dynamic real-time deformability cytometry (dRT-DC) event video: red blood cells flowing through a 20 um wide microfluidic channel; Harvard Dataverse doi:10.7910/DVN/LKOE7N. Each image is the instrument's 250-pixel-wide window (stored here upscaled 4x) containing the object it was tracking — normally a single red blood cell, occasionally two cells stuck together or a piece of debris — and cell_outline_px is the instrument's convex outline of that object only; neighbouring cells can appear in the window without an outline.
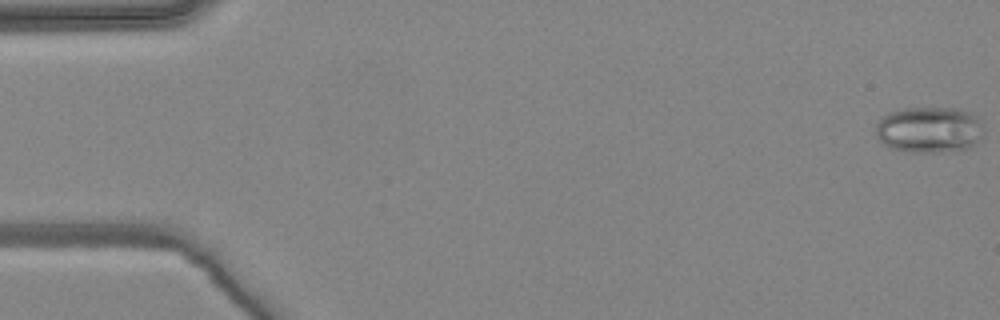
{"species": "common noctule bat (a hibernating species)", "species_latin": "Nyctalus noctula", "temperature_condition": "warm", "stored_images_in_passage": 6, "camera_frame_rate_fps": 3000, "um_per_image_px": 0.085, "animal": {"sex": "female", "body_mass_g": 24.6, "forearm_length_mm": 56.2}, "frame": {"image": 1, "passage_image": 1, "time_ms": 0.0, "image_size_px": [1000, 320], "cell_outline_px": [[984, 128], [976, 144], [972, 148], [940, 152], [908, 152], [888, 148], [880, 144], [876, 136], [876, 124], [880, 116], [888, 112], [904, 108], [960, 108], [972, 112], [984, 120]], "centroid_in_image_um": [78.99, 11.02], "position_along_channel_um": 6.0, "area_um2": 30.0}}